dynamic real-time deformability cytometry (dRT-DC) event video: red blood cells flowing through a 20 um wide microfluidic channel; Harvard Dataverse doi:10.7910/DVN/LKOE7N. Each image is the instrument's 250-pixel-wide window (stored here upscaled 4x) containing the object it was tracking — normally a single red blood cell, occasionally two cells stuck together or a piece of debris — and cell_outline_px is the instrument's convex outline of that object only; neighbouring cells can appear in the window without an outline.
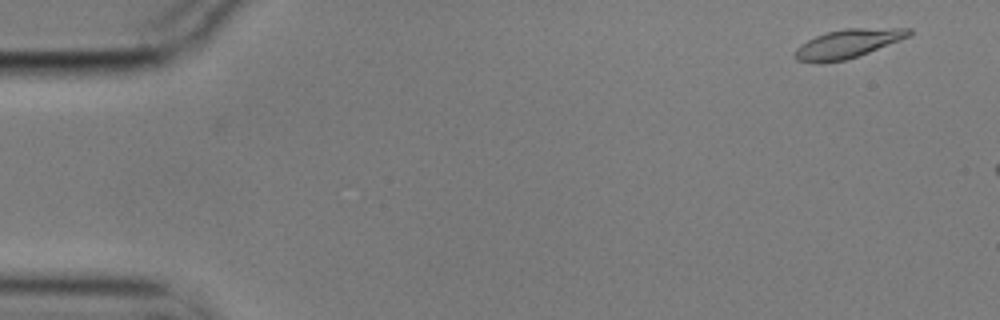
{"species": "common noctule bat (a hibernating species)", "species_latin": "Nyctalus noctula", "temperature_condition": "cold", "stored_images_in_passage": 3, "camera_frame_rate_fps": 3000, "um_per_image_px": 0.085, "animal": {"sex": "male", "body_mass_g": 17.9}, "frame": {"image": 1, "passage_image": 1, "time_ms": 0.0, "image_size_px": [1000, 320], "cell_outline_px": [[912, 36], [868, 52], [844, 60], [796, 60], [792, 56], [796, 48], [808, 40], [816, 36], [828, 32], [844, 28], [912, 28]], "centroid_in_image_um": [72.14, 3.66], "position_along_channel_um": 12.9, "area_um2": 18.5}}